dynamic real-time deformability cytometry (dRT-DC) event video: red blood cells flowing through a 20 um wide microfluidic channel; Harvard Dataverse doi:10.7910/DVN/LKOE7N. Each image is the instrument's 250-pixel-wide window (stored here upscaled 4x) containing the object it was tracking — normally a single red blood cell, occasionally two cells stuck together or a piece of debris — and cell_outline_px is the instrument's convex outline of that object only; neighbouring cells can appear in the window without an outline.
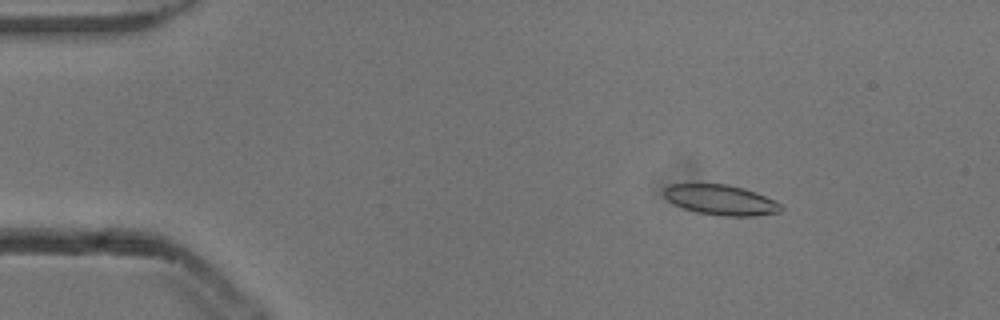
{"species": "common noctule bat (a hibernating species)", "species_latin": "Nyctalus noctula", "temperature_condition": "cold", "stored_images_in_passage": 50, "camera_frame_rate_fps": 3000, "um_per_image_px": 0.085, "animal": {"sex": "male", "body_mass_g": 13.3}, "frame": {"image": 1, "passage_image": 5, "time_ms": 1.333, "image_size_px": [1000, 320], "cell_outline_px": [[784, 208], [780, 212], [756, 216], [724, 216], [696, 212], [684, 208], [668, 200], [664, 196], [664, 188], [672, 184], [724, 184], [744, 188], [756, 192], [780, 204]], "centroid_in_image_um": [61.28, 17.0], "position_along_channel_um": 23.7, "area_um2": 20.4}}
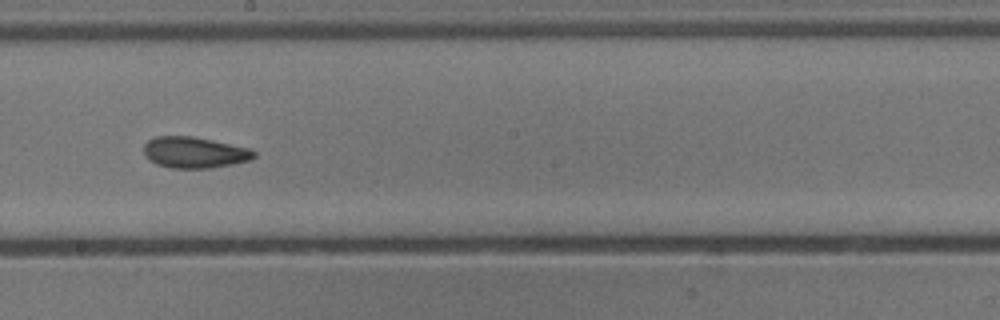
{"frame": {"image": 2, "passage_image": 27, "time_ms": 8.667, "image_size_px": [1000, 320], "cell_outline_px": [[256, 156], [252, 160], [232, 164], [208, 168], [172, 168], [156, 164], [148, 160], [144, 152], [144, 144], [148, 140], [156, 136], [192, 136], [212, 140], [248, 148], [256, 152]], "centroid_in_image_um": [16.51, 12.96], "position_along_channel_um": 231.7, "area_um2": 20.0}}
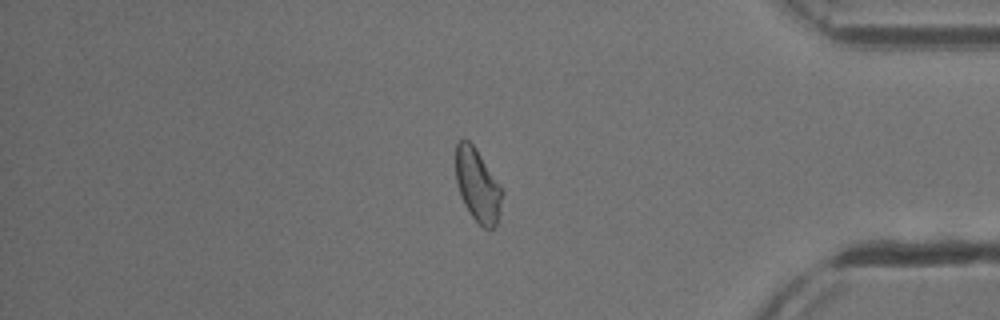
{"frame": {"image": 3, "passage_image": 42, "time_ms": 13.667, "image_size_px": [1000, 320], "cell_outline_px": [[500, 200], [496, 224], [492, 228], [484, 228], [472, 216], [464, 204], [460, 196], [456, 180], [456, 144], [460, 140], [468, 140], [476, 148], [500, 188]], "centroid_in_image_um": [40.53, 15.73], "position_along_channel_um": 394.7, "area_um2": 18.79}, "authors_computed_cell_mechanics": {"area_um2": 20.0566, "velocity_mm_per_s": 3.8665, "shape_relaxation_time_tau1_ms": 4.0442, "shape_relaxation_time_tau2_ms": 2.6612, "deformation_change_tau1": 0.1373, "deformation_change_tau2": 0.0987}}